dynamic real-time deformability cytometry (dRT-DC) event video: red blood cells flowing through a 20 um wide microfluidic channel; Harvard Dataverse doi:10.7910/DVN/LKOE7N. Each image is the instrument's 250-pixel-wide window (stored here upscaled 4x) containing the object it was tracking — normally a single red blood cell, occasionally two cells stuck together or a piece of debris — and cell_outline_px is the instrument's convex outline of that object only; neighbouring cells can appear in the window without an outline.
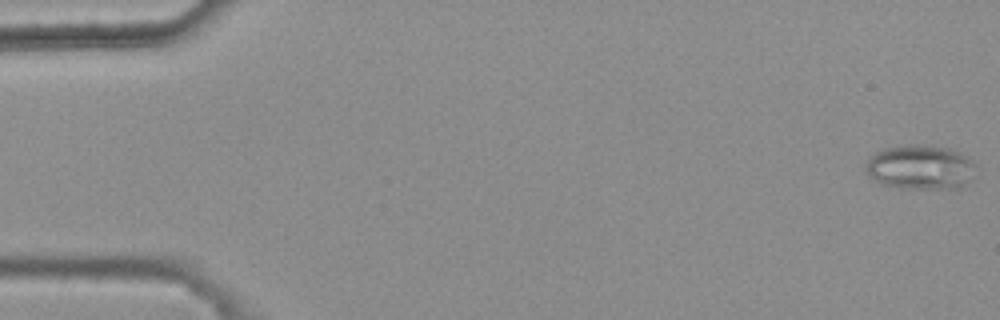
{"species": "common noctule bat (a hibernating species)", "species_latin": "Nyctalus noctula", "temperature_condition": "warm", "stored_images_in_passage": 9, "camera_frame_rate_fps": 3000, "um_per_image_px": 0.085, "animal": {"sex": "female", "body_mass_g": 25.1}, "frame": {"image": 1, "passage_image": 1, "time_ms": 0.0, "image_size_px": [1000, 320], "cell_outline_px": [[976, 164], [972, 180], [960, 188], [900, 188], [884, 184], [868, 176], [864, 168], [864, 164], [868, 156], [884, 148], [912, 144], [924, 144], [948, 148], [960, 152], [968, 156]], "centroid_in_image_um": [78.23, 14.2], "position_along_channel_um": 6.8, "area_um2": 29.02}}
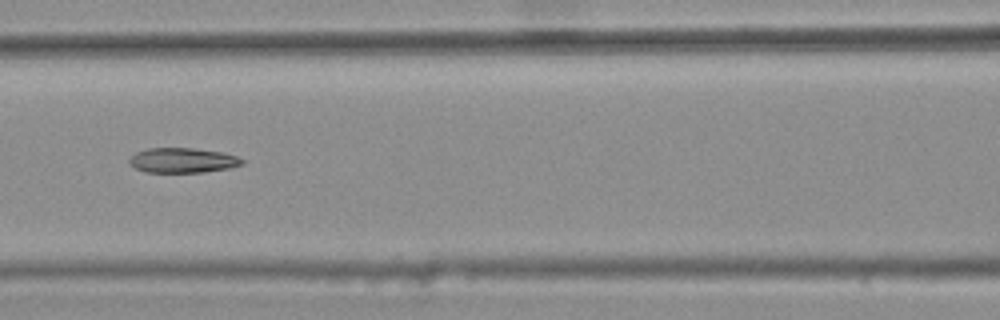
{"frame": {"image": 2, "passage_image": 7, "time_ms": 2.0, "image_size_px": [1000, 320], "cell_outline_px": [[244, 164], [228, 168], [204, 172], [144, 172], [128, 164], [128, 160], [136, 152], [148, 148], [192, 148], [220, 152], [236, 156], [244, 160]], "centroid_in_image_um": [15.49, 13.63], "position_along_channel_um": 151.1, "area_um2": 16.3}}
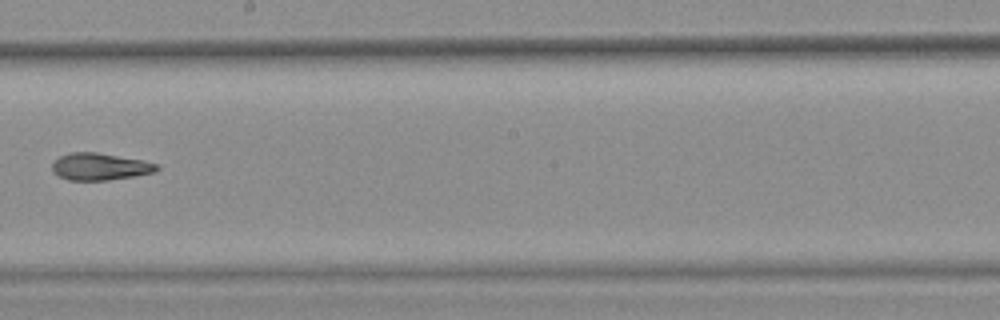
{"frame": {"image": 3, "passage_image": 9, "time_ms": 2.667, "image_size_px": [1000, 320], "cell_outline_px": [[160, 168], [156, 172], [136, 176], [108, 180], [68, 180], [52, 172], [52, 164], [60, 156], [72, 152], [96, 152], [144, 160], [160, 164]], "centroid_in_image_um": [8.55, 14.16], "position_along_channel_um": 239.7, "area_um2": 16.65}}